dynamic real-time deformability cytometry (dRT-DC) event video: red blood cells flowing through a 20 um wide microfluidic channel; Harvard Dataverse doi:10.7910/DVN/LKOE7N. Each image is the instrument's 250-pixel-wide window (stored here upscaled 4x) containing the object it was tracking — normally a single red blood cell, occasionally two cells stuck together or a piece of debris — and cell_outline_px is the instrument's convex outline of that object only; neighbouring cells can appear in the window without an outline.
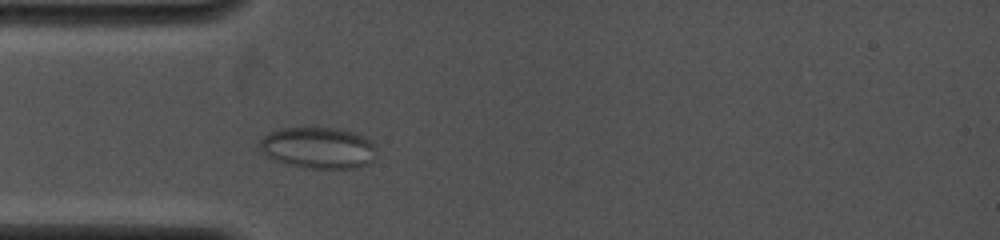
{"species": "common noctule bat (a hibernating species)", "species_latin": "Nyctalus noctula", "temperature_condition": "cold", "stored_images_in_passage": 35, "camera_frame_rate_fps": 4000, "um_per_image_px": 0.085, "animal": {"sex": "female", "body_mass_g": 19.0, "forearm_length_mm": 53.3}, "frame": {"image": 1, "passage_image": 6, "time_ms": 2.25, "image_size_px": [1000, 240], "cell_outline_px": [[376, 160], [360, 168], [304, 168], [284, 164], [268, 156], [260, 148], [260, 140], [268, 132], [280, 128], [340, 128], [364, 136], [372, 140], [376, 148]], "centroid_in_image_um": [27.11, 12.57], "position_along_channel_um": 57.9, "area_um2": 28.55}}
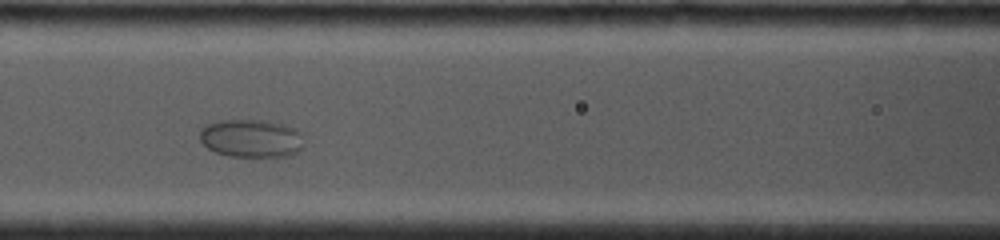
{"frame": {"image": 2, "passage_image": 12, "time_ms": 4.5, "image_size_px": [1000, 240], "cell_outline_px": [[300, 148], [296, 152], [288, 156], [228, 156], [216, 152], [208, 148], [200, 140], [200, 132], [208, 124], [220, 120], [268, 120], [284, 124], [296, 128], [300, 132]], "centroid_in_image_um": [21.34, 11.74], "position_along_channel_um": 145.3, "area_um2": 22.83}}
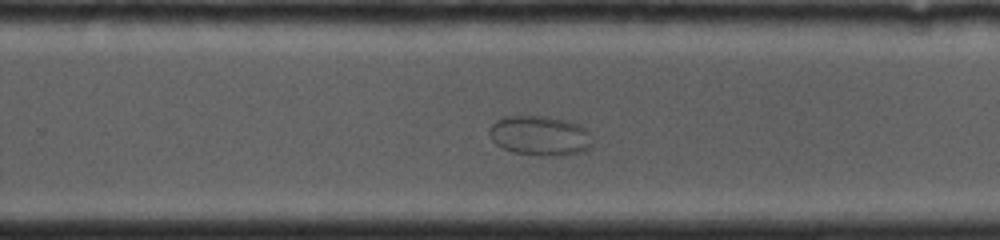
{"frame": {"image": 3, "passage_image": 22, "time_ms": 8.0, "image_size_px": [1000, 240], "cell_outline_px": [[588, 148], [584, 152], [568, 156], [556, 156], [512, 152], [496, 144], [492, 140], [488, 132], [488, 128], [496, 120], [504, 116], [548, 116], [568, 120], [580, 124], [588, 132]], "centroid_in_image_um": [45.86, 11.52], "position_along_channel_um": 283.9, "area_um2": 23.87}}